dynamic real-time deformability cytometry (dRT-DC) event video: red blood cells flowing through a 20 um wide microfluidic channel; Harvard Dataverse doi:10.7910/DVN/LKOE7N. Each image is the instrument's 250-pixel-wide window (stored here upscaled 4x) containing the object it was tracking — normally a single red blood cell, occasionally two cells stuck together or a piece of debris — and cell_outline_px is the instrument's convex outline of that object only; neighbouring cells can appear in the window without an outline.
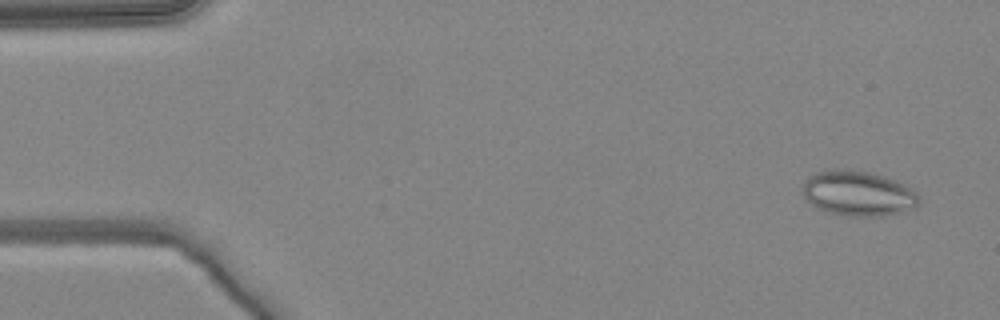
{"species": "common noctule bat (a hibernating species)", "species_latin": "Nyctalus noctula", "temperature_condition": "warm", "stored_images_in_passage": 5, "camera_frame_rate_fps": 3000, "um_per_image_px": 0.085, "animal": {"sex": "female", "body_mass_g": 24.6, "forearm_length_mm": 56.2}, "frame": {"image": 1, "passage_image": 1, "time_ms": 0.0, "image_size_px": [1000, 320], "cell_outline_px": [[920, 204], [916, 208], [884, 216], [848, 216], [824, 212], [816, 208], [804, 200], [804, 180], [808, 176], [816, 172], [832, 168], [844, 168], [868, 172], [884, 176], [896, 180], [912, 188], [916, 192], [920, 200]], "centroid_in_image_um": [72.93, 16.44], "position_along_channel_um": 12.1, "area_um2": 31.21}}